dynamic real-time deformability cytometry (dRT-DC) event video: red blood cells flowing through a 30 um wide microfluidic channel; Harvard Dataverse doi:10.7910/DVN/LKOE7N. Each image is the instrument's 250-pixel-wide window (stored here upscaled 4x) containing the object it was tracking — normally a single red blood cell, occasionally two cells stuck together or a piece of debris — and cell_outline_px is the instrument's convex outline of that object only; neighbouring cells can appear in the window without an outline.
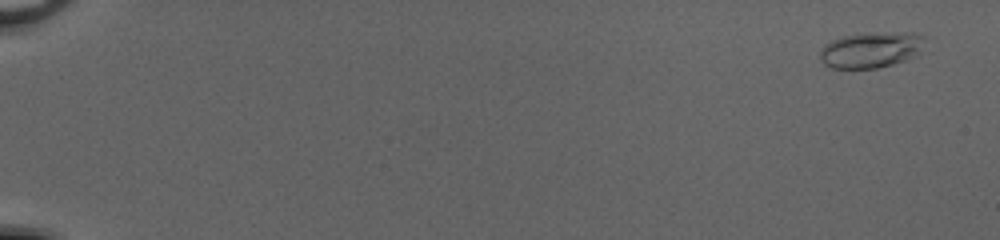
{"species": "common noctule bat (a hibernating species)", "species_latin": "Nyctalus noctula", "temperature_condition": "cold", "stored_images_in_passage": 53, "camera_frame_rate_fps": 3000, "um_per_image_px": 0.085, "animal": {"sex": "female", "body_mass_g": 20.0, "forearm_length_mm": 54.0}, "frame": {"image": 1, "passage_image": 3, "time_ms": 0.667, "image_size_px": [1000, 240], "cell_outline_px": [[924, 36], [916, 56], [892, 64], [876, 68], [832, 68], [824, 64], [820, 60], [820, 52], [824, 44], [832, 40], [844, 36], [900, 32], [912, 32]], "centroid_in_image_um": [73.99, 4.25], "position_along_channel_um": 11.0, "area_um2": 21.33}}
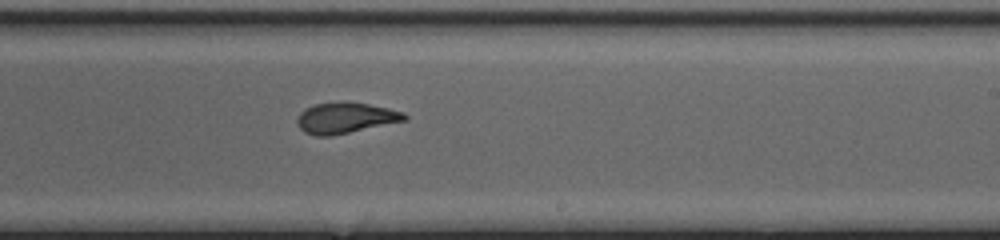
{"frame": {"image": 2, "passage_image": 35, "time_ms": 11.333, "image_size_px": [1000, 240], "cell_outline_px": [[408, 120], [328, 136], [316, 136], [304, 132], [300, 128], [296, 120], [300, 112], [304, 108], [316, 104], [344, 100], [368, 104], [388, 108], [404, 112], [408, 116]], "centroid_in_image_um": [29.36, 10.0], "position_along_channel_um": 259.6, "area_um2": 19.36}}
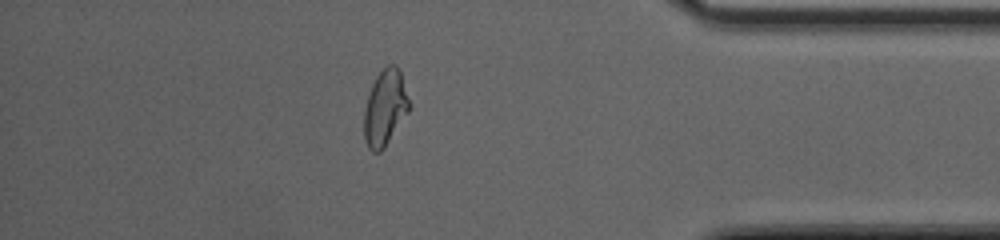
{"frame": {"image": 3, "passage_image": 47, "time_ms": 15.333, "image_size_px": [1000, 240], "cell_outline_px": [[412, 108], [384, 148], [380, 152], [372, 152], [368, 148], [364, 140], [364, 112], [368, 96], [372, 84], [376, 76], [388, 64], [396, 64], [400, 72]], "centroid_in_image_um": [32.74, 9.19], "position_along_channel_um": 402.5, "area_um2": 20.06}, "authors_computed_cell_mechanics": {"area_um2": 19.7676, "velocity_mm_per_s": 4.1649, "shape_relaxation_time_tau1_ms": 10.3745, "shape_relaxation_time_tau2_ms": 1.2868, "deformation_change_tau1": 0.2954, "deformation_change_tau2": 0.0817}}